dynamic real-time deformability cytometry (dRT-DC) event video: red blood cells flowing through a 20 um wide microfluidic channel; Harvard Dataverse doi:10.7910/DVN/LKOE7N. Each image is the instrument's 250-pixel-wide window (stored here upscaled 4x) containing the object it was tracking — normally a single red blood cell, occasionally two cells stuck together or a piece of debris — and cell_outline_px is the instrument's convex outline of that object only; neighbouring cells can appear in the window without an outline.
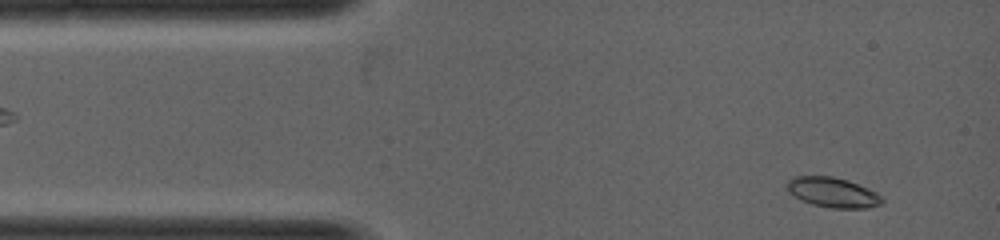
{"species": "common noctule bat (a hibernating species)", "species_latin": "Nyctalus noctula", "temperature_condition": "warm", "stored_images_in_passage": 31, "camera_frame_rate_fps": 5000, "um_per_image_px": 0.085, "animal": {"sex": "female", "body_mass_g": 19.0, "forearm_length_mm": 53.3}, "frame": {"image": 1, "passage_image": 2, "time_ms": 0.2, "image_size_px": [1000, 240], "cell_outline_px": [[884, 200], [880, 204], [868, 208], [832, 208], [812, 204], [800, 200], [788, 192], [784, 188], [788, 180], [792, 176], [832, 176], [848, 180], [868, 188], [876, 192]], "centroid_in_image_um": [70.73, 16.35], "position_along_channel_um": 14.3, "area_um2": 16.76}}
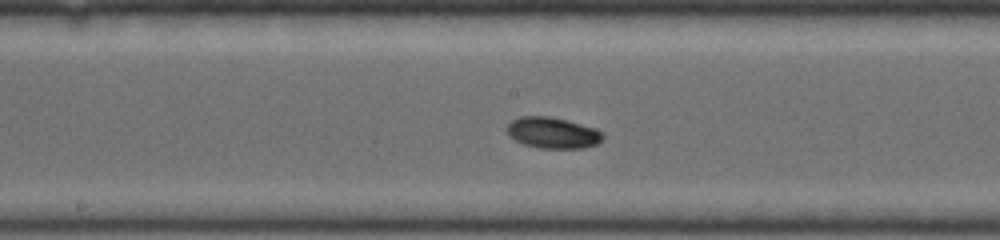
{"frame": {"image": 2, "passage_image": 16, "time_ms": 3.0, "image_size_px": [1000, 240], "cell_outline_px": [[604, 136], [596, 144], [584, 148], [540, 148], [524, 144], [508, 136], [504, 128], [512, 120], [520, 116], [548, 116], [568, 120], [596, 128]], "centroid_in_image_um": [46.94, 11.28], "position_along_channel_um": 201.3, "area_um2": 17.46}}
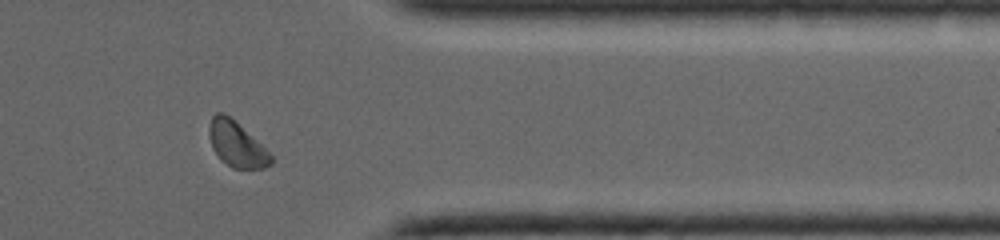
{"frame": {"image": 3, "passage_image": 27, "time_ms": 5.2, "image_size_px": [1000, 240], "cell_outline_px": [[272, 164], [264, 168], [232, 168], [220, 160], [212, 148], [208, 136], [208, 128], [212, 116], [216, 112], [224, 112], [256, 140], [272, 156]], "centroid_in_image_um": [20.06, 12.26], "position_along_channel_um": 391.3, "area_um2": 16.13}}